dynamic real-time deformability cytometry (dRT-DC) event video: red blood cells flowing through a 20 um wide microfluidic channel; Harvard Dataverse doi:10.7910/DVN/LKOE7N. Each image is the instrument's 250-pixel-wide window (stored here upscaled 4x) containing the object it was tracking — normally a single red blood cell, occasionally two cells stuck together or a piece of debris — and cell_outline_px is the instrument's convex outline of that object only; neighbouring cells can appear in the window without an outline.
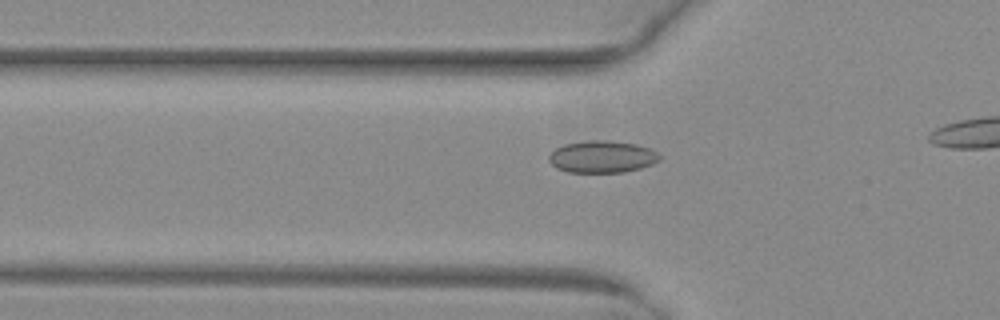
{"species": "common noctule bat (a hibernating species)", "species_latin": "Nyctalus noctula", "temperature_condition": "warm", "stored_images_in_passage": 20, "camera_frame_rate_fps": 3000, "um_per_image_px": 0.085, "animal": {"sex": "female", "body_mass_g": 29.2, "forearm_length_mm": 56.3}, "frame": {"image": 1, "passage_image": 5, "time_ms": 1.333, "image_size_px": [1000, 320], "cell_outline_px": [[660, 160], [652, 164], [640, 168], [624, 172], [568, 172], [556, 168], [548, 160], [548, 156], [556, 148], [564, 144], [588, 140], [608, 140], [636, 144], [652, 148], [660, 156]], "centroid_in_image_um": [51.18, 13.32], "position_along_channel_um": 74.6, "area_um2": 20.75}}
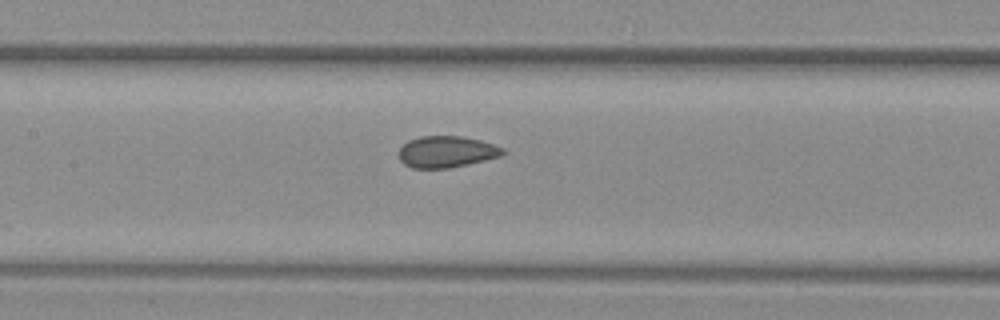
{"frame": {"image": 2, "passage_image": 12, "time_ms": 3.667, "image_size_px": [1000, 320], "cell_outline_px": [[504, 152], [500, 156], [468, 164], [448, 168], [412, 168], [404, 164], [400, 160], [400, 148], [408, 140], [420, 136], [460, 136], [480, 140], [504, 148]], "centroid_in_image_um": [37.93, 12.9], "position_along_channel_um": 169.5, "area_um2": 18.9}}
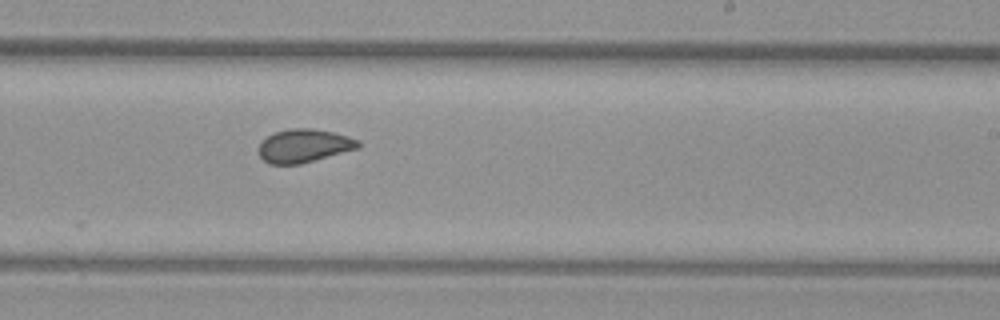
{"frame": {"image": 3, "passage_image": 19, "time_ms": 6.0, "image_size_px": [1000, 320], "cell_outline_px": [[360, 148], [300, 164], [268, 164], [260, 156], [260, 144], [268, 136], [276, 132], [288, 128], [312, 128], [332, 132], [348, 136], [360, 140]], "centroid_in_image_um": [25.88, 12.39], "position_along_channel_um": 263.1, "area_um2": 19.25}}